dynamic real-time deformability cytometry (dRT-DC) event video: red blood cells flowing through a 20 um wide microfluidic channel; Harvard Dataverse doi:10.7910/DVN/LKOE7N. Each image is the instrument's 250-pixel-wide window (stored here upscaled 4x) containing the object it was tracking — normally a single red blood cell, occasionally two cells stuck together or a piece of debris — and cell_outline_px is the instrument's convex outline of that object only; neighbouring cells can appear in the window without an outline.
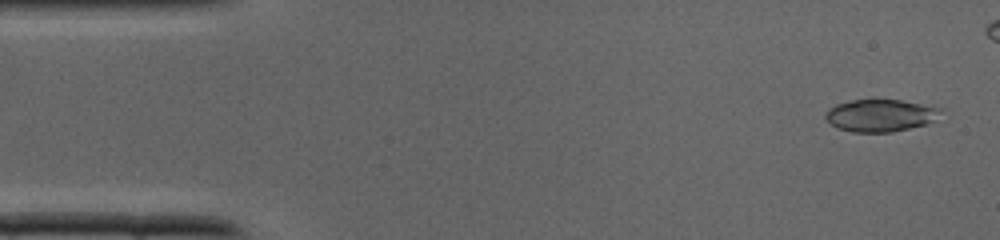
{"species": "common noctule bat (a hibernating species)", "species_latin": "Nyctalus noctula", "temperature_condition": "cold", "stored_images_in_passage": 31, "camera_frame_rate_fps": 3000, "um_per_image_px": 0.085, "animal": {"sex": "male", "body_mass_g": 19.0, "forearm_length_mm": 50.8}, "frame": {"image": 1, "passage_image": 2, "time_ms": 0.333, "image_size_px": [1000, 240], "cell_outline_px": [[944, 108], [936, 120], [924, 124], [892, 132], [852, 132], [836, 128], [824, 116], [836, 104], [852, 100], [900, 100]], "centroid_in_image_um": [74.87, 9.81], "position_along_channel_um": 10.1, "area_um2": 21.44}}
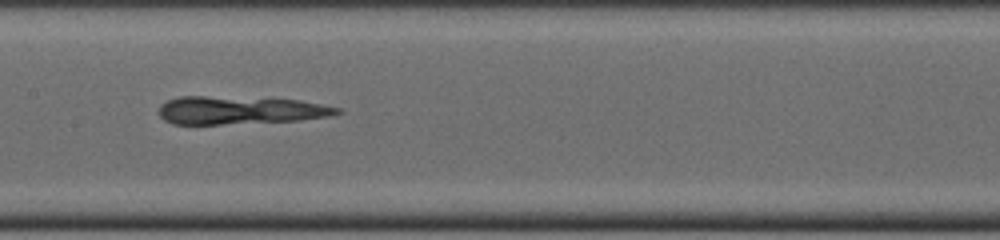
{"frame": {"image": 2, "passage_image": 18, "time_ms": 5.667, "image_size_px": [1000, 240], "cell_outline_px": [[344, 112], [328, 116], [300, 120], [220, 124], [172, 124], [164, 120], [160, 116], [160, 104], [168, 100], [180, 96], [204, 96], [300, 100], [340, 108]], "centroid_in_image_um": [20.38, 9.37], "position_along_channel_um": 187.0, "area_um2": 28.78}}
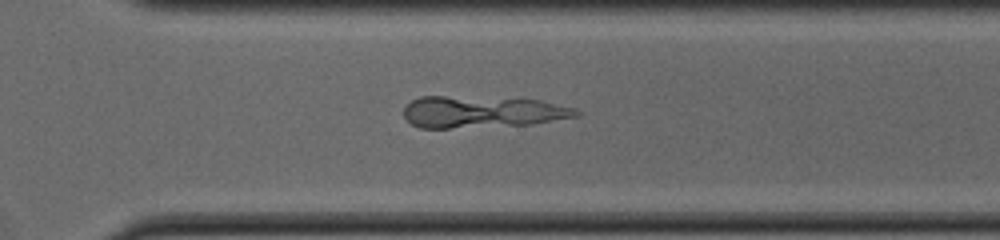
{"frame": {"image": 3, "passage_image": 26, "time_ms": 8.333, "image_size_px": [1000, 240], "cell_outline_px": [[580, 116], [532, 124], [448, 128], [420, 128], [412, 124], [404, 116], [404, 108], [412, 100], [420, 96], [444, 96], [540, 100], [576, 108], [580, 112]], "centroid_in_image_um": [40.99, 9.51], "position_along_channel_um": 329.6, "area_um2": 31.67}}